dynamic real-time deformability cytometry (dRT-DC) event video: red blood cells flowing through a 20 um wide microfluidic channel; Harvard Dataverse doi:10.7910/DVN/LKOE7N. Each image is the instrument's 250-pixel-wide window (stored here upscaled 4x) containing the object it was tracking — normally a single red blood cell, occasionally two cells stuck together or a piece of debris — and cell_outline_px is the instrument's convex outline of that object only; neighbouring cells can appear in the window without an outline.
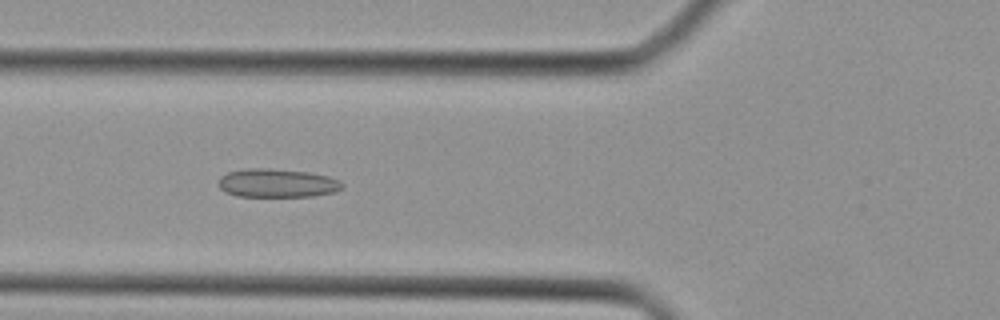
{"species": "Egyptian fruit bat (a non-hibernating species)", "species_latin": "Rousettus aegyptiacus", "temperature_condition": "cold", "stored_images_in_passage": 39, "camera_frame_rate_fps": 3000, "um_per_image_px": 0.085, "animal": {"sex": "female"}, "frame": {"image": 1, "passage_image": 14, "time_ms": 4.333, "image_size_px": [1000, 320], "cell_outline_px": [[344, 188], [336, 192], [312, 196], [236, 196], [224, 192], [220, 188], [220, 176], [228, 172], [248, 168], [272, 168], [308, 172], [328, 176], [340, 180], [344, 184]], "centroid_in_image_um": [23.59, 15.56], "position_along_channel_um": 102.2, "area_um2": 20.75}}
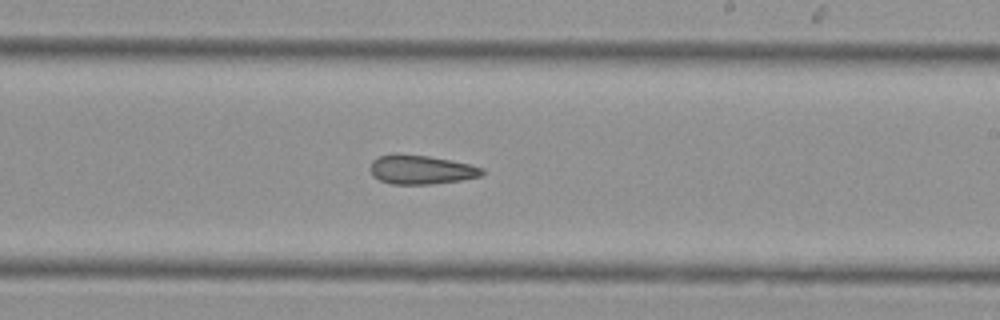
{"frame": {"image": 2, "passage_image": 23, "time_ms": 7.333, "image_size_px": [1000, 320], "cell_outline_px": [[484, 172], [480, 176], [460, 180], [432, 184], [392, 184], [380, 180], [372, 176], [368, 168], [372, 160], [380, 156], [428, 156], [468, 164], [484, 168]], "centroid_in_image_um": [35.78, 14.46], "position_along_channel_um": 253.2, "area_um2": 18.38}}
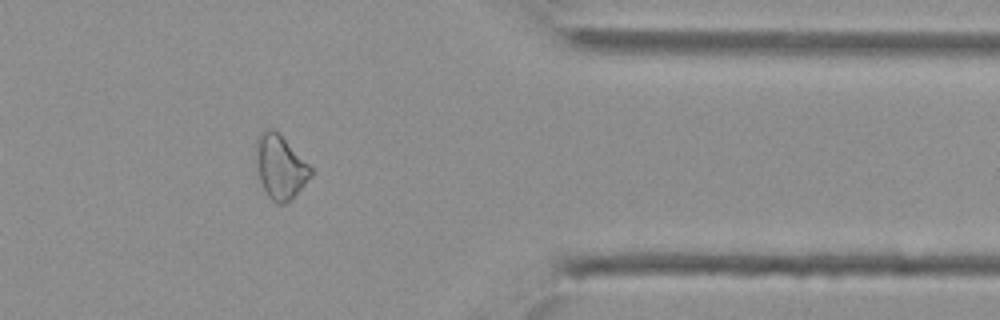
{"frame": {"image": 3, "passage_image": 32, "time_ms": 10.333, "image_size_px": [1000, 320], "cell_outline_px": [[312, 176], [284, 204], [276, 204], [268, 196], [260, 180], [256, 160], [256, 140], [264, 128], [272, 128], [312, 168]], "centroid_in_image_um": [23.79, 14.19], "position_along_channel_um": 387.6, "area_um2": 19.65}}